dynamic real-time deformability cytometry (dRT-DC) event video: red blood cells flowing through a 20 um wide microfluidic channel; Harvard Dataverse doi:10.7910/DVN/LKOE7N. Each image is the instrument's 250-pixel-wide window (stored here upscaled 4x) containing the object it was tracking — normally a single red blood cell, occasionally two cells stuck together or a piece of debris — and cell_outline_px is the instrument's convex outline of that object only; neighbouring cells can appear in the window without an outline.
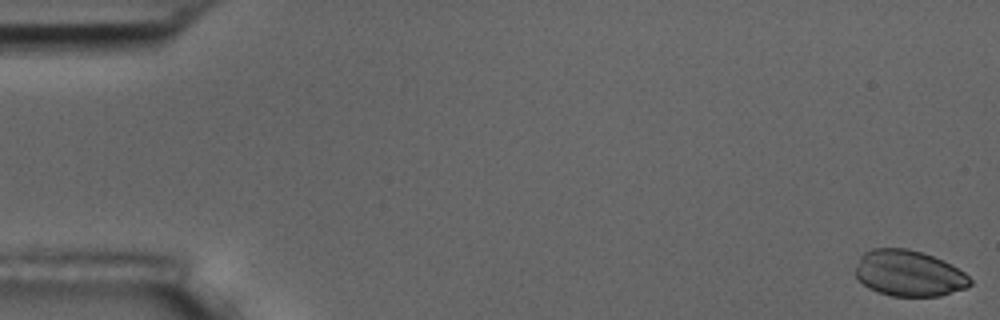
{"species": "common noctule bat (a hibernating species)", "species_latin": "Nyctalus noctula", "temperature_condition": "room temperature", "stored_images_in_passage": 5, "camera_frame_rate_fps": 3000, "um_per_image_px": 0.085, "animal": {"sex": "male", "body_mass_g": 17.5, "forearm_length_mm": 52.3}, "frame": {"image": 1, "passage_image": 1, "time_ms": 0.0, "image_size_px": [1000, 320], "cell_outline_px": [[972, 284], [968, 288], [940, 296], [892, 296], [876, 292], [868, 288], [856, 276], [856, 268], [860, 256], [864, 252], [872, 248], [908, 248], [932, 256], [952, 264], [964, 272], [972, 280]], "centroid_in_image_um": [77.27, 23.24], "position_along_channel_um": 7.7, "area_um2": 30.87}}